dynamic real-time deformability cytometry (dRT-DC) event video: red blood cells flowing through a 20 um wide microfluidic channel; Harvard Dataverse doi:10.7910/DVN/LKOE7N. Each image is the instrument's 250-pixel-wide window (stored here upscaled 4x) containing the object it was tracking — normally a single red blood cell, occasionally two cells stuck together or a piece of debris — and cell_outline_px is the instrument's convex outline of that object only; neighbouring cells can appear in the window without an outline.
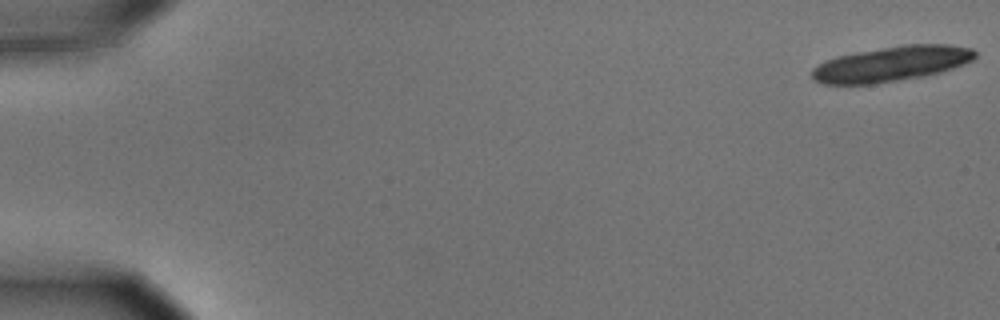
{"species": "common noctule bat (a hibernating species)", "species_latin": "Nyctalus noctula", "temperature_condition": "cold", "stored_images_in_passage": 25, "camera_frame_rate_fps": 3000, "um_per_image_px": 0.085, "animal": {"sex": "male", "body_mass_g": 15.6}, "frame": {"image": 1, "passage_image": 1, "time_ms": 0.0, "image_size_px": [1000, 320], "cell_outline_px": [[976, 56], [972, 60], [964, 64], [940, 72], [924, 76], [872, 84], [824, 84], [812, 80], [812, 68], [824, 60], [836, 56], [856, 52], [900, 44], [948, 44], [972, 48], [976, 52]], "centroid_in_image_um": [75.75, 5.41], "position_along_channel_um": 9.3, "area_um2": 33.58}}
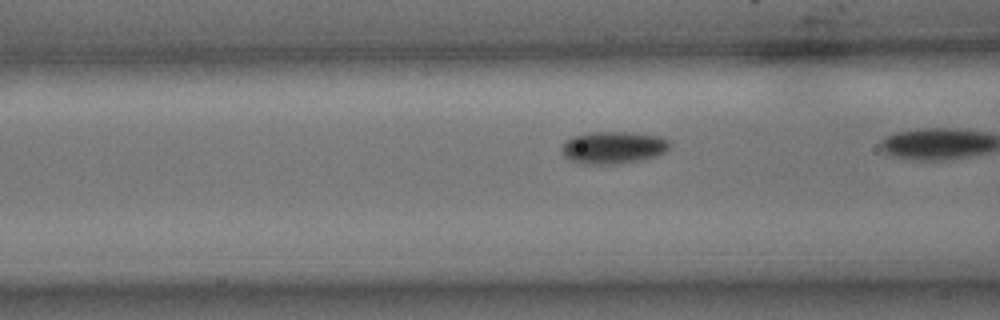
{"frame": {"image": 2, "passage_image": 21, "time_ms": 6.667, "image_size_px": [1000, 320], "cell_outline_px": [[668, 148], [664, 152], [656, 156], [640, 160], [620, 164], [580, 164], [568, 160], [560, 152], [560, 148], [564, 140], [572, 136], [592, 132], [628, 132], [660, 136], [668, 140]], "centroid_in_image_um": [52.04, 12.55], "position_along_channel_um": 114.6, "area_um2": 20.58}}